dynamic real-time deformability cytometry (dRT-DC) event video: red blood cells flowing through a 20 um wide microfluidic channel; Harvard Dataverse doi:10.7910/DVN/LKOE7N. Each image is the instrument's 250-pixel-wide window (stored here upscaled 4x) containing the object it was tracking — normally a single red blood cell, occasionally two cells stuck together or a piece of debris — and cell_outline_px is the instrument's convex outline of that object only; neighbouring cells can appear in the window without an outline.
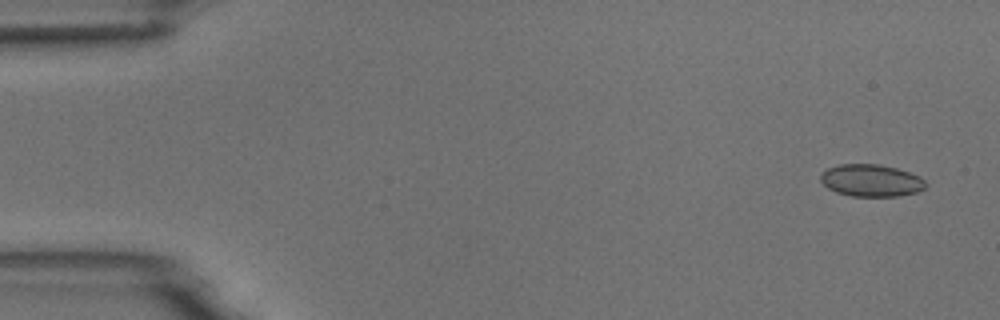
{"species": "common noctule bat (a hibernating species)", "species_latin": "Nyctalus noctula", "temperature_condition": "room temperature", "stored_images_in_passage": 4, "camera_frame_rate_fps": 3000, "um_per_image_px": 0.085, "animal": {"sex": "male", "body_mass_g": 18.8}, "frame": {"image": 1, "passage_image": 1, "time_ms": 0.0, "image_size_px": [1000, 320], "cell_outline_px": [[928, 184], [924, 188], [916, 192], [900, 196], [852, 196], [836, 192], [828, 188], [820, 180], [820, 176], [828, 168], [840, 164], [876, 164], [896, 168], [920, 176]], "centroid_in_image_um": [74.06, 15.34], "position_along_channel_um": 10.9, "area_um2": 19.59}}
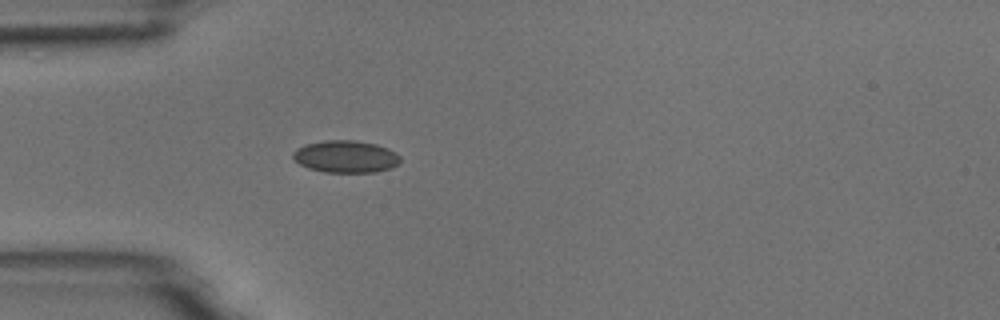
{"frame": {"image": 2, "passage_image": 4, "time_ms": 4.333, "image_size_px": [1000, 320], "cell_outline_px": [[400, 160], [392, 168], [376, 172], [324, 172], [308, 168], [300, 164], [292, 156], [292, 152], [296, 148], [304, 144], [324, 140], [356, 140], [376, 144], [388, 148], [396, 152], [400, 156]], "centroid_in_image_um": [29.38, 13.3], "position_along_channel_um": 55.6, "area_um2": 20.29}}